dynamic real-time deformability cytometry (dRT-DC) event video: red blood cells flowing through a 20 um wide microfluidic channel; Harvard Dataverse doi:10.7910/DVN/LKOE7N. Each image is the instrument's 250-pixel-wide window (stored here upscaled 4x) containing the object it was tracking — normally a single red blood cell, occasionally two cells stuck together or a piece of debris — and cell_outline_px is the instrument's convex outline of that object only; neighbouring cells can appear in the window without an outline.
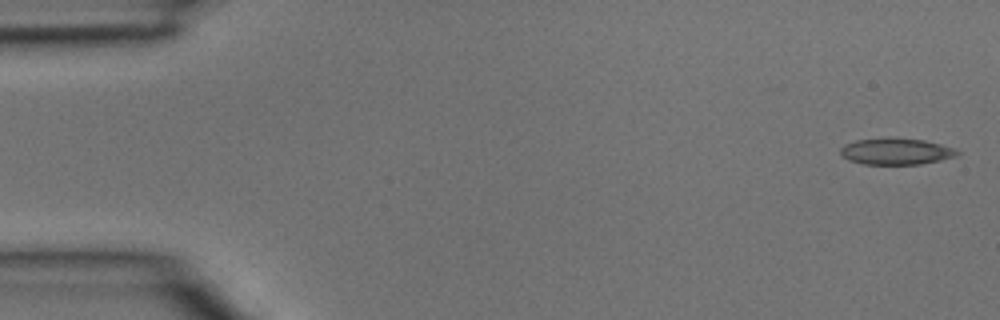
{"species": "common noctule bat (a hibernating species)", "species_latin": "Nyctalus noctula", "temperature_condition": "room temperature", "stored_images_in_passage": 4, "camera_frame_rate_fps": 3000, "um_per_image_px": 0.085, "animal": {"sex": "male", "body_mass_g": 15.6}, "frame": {"image": 1, "passage_image": 1, "time_ms": 0.0, "image_size_px": [1000, 320], "cell_outline_px": [[960, 152], [956, 156], [940, 160], [920, 164], [864, 164], [848, 160], [840, 156], [840, 148], [844, 144], [856, 140], [888, 136], [924, 140], [956, 148]], "centroid_in_image_um": [76.13, 12.85], "position_along_channel_um": 8.9, "area_um2": 18.38}}